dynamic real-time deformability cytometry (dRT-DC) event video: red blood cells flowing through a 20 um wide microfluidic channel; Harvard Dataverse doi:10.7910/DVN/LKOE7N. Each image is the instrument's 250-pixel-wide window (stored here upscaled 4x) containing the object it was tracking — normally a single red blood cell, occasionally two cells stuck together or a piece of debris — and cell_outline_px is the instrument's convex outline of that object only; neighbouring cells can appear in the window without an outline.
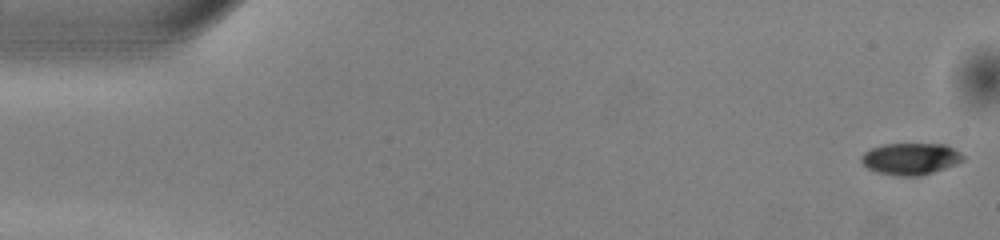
{"species": "common noctule bat (a hibernating species)", "species_latin": "Nyctalus noctula", "temperature_condition": "warm", "stored_images_in_passage": 51, "camera_frame_rate_fps": 3000, "um_per_image_px": 0.085, "animal": {"sex": "male", "body_mass_g": 13.0, "forearm_length_mm": 53.1}, "frame": {"image": 1, "passage_image": 1, "time_ms": 0.0, "image_size_px": [1000, 240], "cell_outline_px": [[964, 160], [956, 164], [920, 176], [896, 176], [876, 172], [868, 168], [860, 160], [860, 156], [864, 152], [872, 148], [884, 144], [944, 144], [960, 152], [964, 156]], "centroid_in_image_um": [77.38, 13.5], "position_along_channel_um": 7.6, "area_um2": 18.79}}
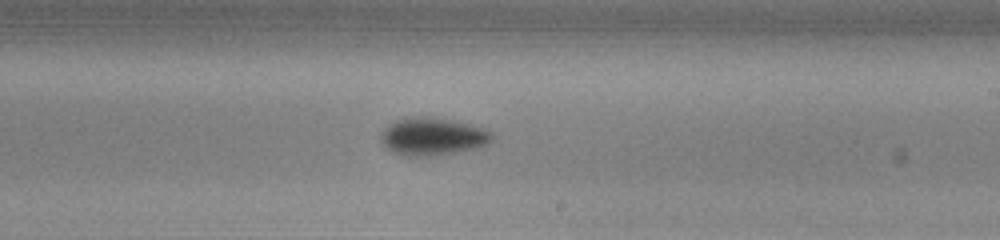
{"frame": {"image": 2, "passage_image": 30, "time_ms": 9.667, "image_size_px": [1000, 240], "cell_outline_px": [[492, 140], [488, 144], [476, 148], [456, 152], [432, 156], [408, 156], [392, 152], [380, 140], [380, 136], [384, 128], [388, 124], [396, 120], [416, 116], [432, 116], [452, 120], [468, 124], [492, 132]], "centroid_in_image_um": [36.75, 11.6], "position_along_channel_um": 252.3, "area_um2": 24.33}}
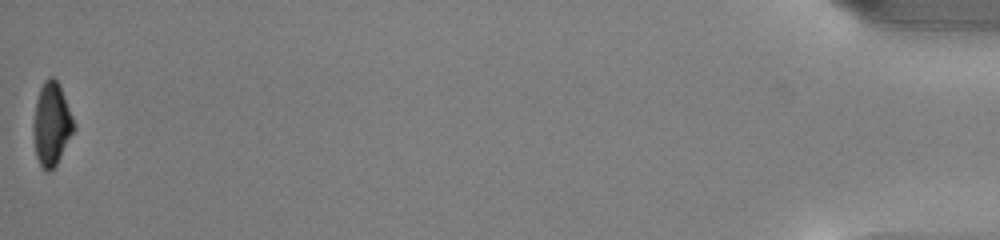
{"frame": {"image": 3, "passage_image": 51, "time_ms": 16.667, "image_size_px": [1000, 240], "cell_outline_px": [[76, 128], [56, 164], [48, 172], [44, 172], [36, 156], [32, 128], [32, 124], [36, 100], [40, 88], [44, 80], [48, 76], [52, 76], [56, 80], [60, 88], [76, 124]], "centroid_in_image_um": [4.37, 10.55], "position_along_channel_um": 430.8, "area_um2": 19.59}, "authors_computed_cell_mechanics": {"area_um2": 21.386, "velocity_mm_per_s": 4.0268, "shape_relaxation_time_tau1_ms": 1.8492, "shape_relaxation_time_tau2_ms": null, "deformation_change_tau1": 0.1148, "deformation_change_tau2": null}}